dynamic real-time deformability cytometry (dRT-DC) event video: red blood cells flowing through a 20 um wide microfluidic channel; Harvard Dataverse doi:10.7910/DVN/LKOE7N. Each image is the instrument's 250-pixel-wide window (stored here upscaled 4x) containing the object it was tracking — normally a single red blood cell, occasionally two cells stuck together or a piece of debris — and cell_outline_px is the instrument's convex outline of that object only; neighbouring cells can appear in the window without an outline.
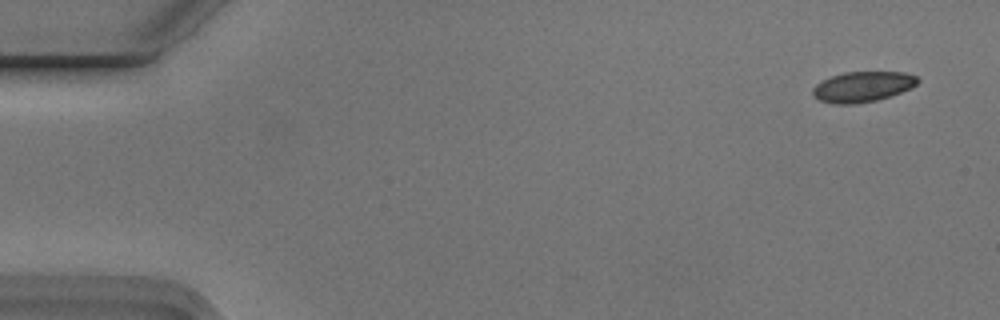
{"species": "Egyptian fruit bat (a non-hibernating species)", "species_latin": "Rousettus aegyptiacus", "temperature_condition": "cold", "stored_images_in_passage": 5, "camera_frame_rate_fps": 3000, "um_per_image_px": 0.085, "animal": {"sex": "male"}, "frame": {"image": 1, "passage_image": 1, "time_ms": 0.0, "image_size_px": [1000, 320], "cell_outline_px": [[920, 80], [916, 84], [900, 92], [876, 100], [856, 104], [832, 104], [820, 100], [812, 96], [812, 88], [816, 84], [832, 76], [844, 72], [904, 72], [916, 76]], "centroid_in_image_um": [73.28, 7.37], "position_along_channel_um": 11.7, "area_um2": 18.44}}
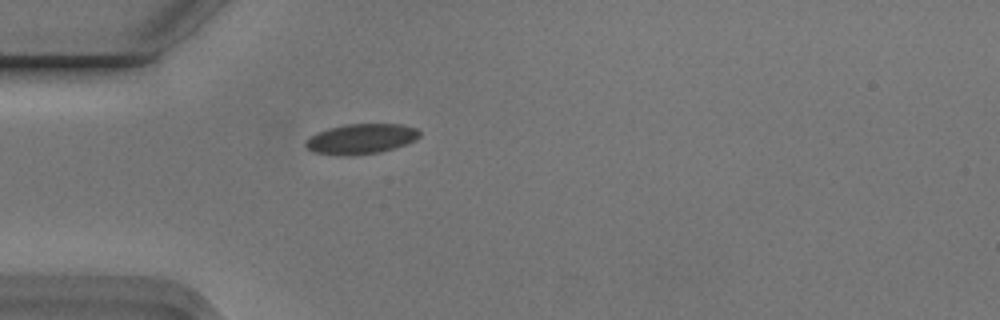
{"frame": {"image": 2, "passage_image": 5, "time_ms": 1.333, "image_size_px": [1000, 320], "cell_outline_px": [[420, 136], [416, 140], [380, 152], [312, 152], [304, 144], [312, 136], [328, 128], [348, 124], [400, 124], [416, 128], [420, 132]], "centroid_in_image_um": [30.78, 11.74], "position_along_channel_um": 54.2, "area_um2": 18.73}}